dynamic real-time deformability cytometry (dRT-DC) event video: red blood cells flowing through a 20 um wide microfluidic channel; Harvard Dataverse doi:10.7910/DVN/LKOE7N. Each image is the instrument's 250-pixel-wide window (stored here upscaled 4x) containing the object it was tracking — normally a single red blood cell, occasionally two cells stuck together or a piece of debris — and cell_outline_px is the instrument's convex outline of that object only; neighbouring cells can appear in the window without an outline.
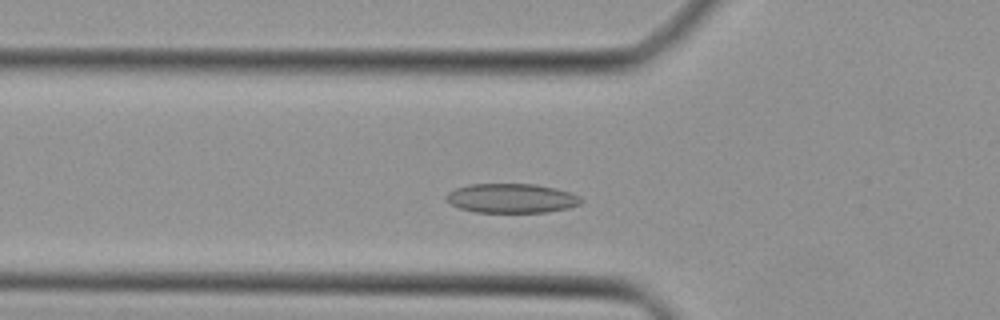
{"species": "Egyptian fruit bat (a non-hibernating species)", "species_latin": "Rousettus aegyptiacus", "temperature_condition": "cold", "stored_images_in_passage": 39, "camera_frame_rate_fps": 3000, "um_per_image_px": 0.085, "animal": {"sex": "female"}, "frame": {"image": 1, "passage_image": 9, "time_ms": 2.667, "image_size_px": [1000, 320], "cell_outline_px": [[584, 200], [580, 204], [568, 208], [548, 212], [476, 212], [460, 208], [452, 204], [444, 196], [448, 192], [456, 188], [468, 184], [536, 184], [556, 188], [572, 192], [580, 196]], "centroid_in_image_um": [43.52, 16.84], "position_along_channel_um": 82.3, "area_um2": 23.18}}
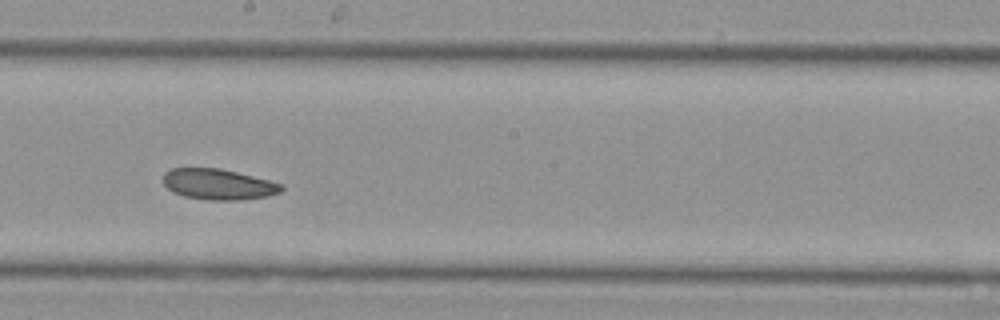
{"frame": {"image": 2, "passage_image": 19, "time_ms": 6.0, "image_size_px": [1000, 320], "cell_outline_px": [[284, 188], [280, 192], [268, 196], [240, 200], [208, 200], [184, 196], [172, 192], [164, 184], [164, 172], [172, 168], [220, 168], [284, 184]], "centroid_in_image_um": [18.56, 15.67], "position_along_channel_um": 229.6, "area_um2": 21.15}}
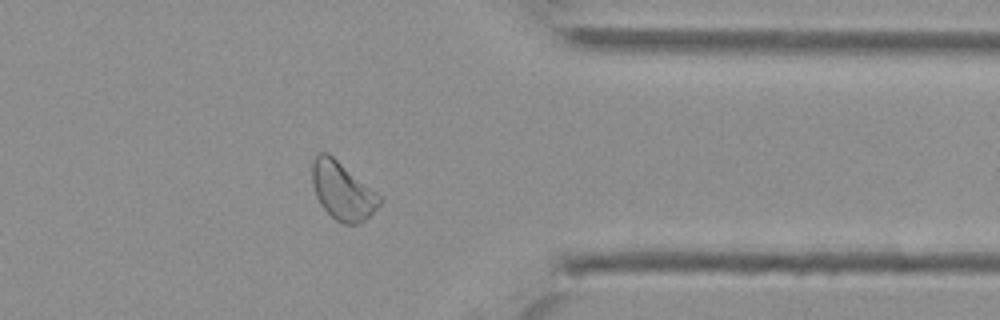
{"frame": {"image": 3, "passage_image": 30, "time_ms": 9.667, "image_size_px": [1000, 320], "cell_outline_px": [[380, 204], [360, 224], [344, 224], [336, 220], [320, 204], [316, 196], [312, 180], [312, 160], [316, 152], [328, 152], [376, 192], [380, 196]], "centroid_in_image_um": [29.07, 16.2], "position_along_channel_um": 382.3, "area_um2": 22.43}}